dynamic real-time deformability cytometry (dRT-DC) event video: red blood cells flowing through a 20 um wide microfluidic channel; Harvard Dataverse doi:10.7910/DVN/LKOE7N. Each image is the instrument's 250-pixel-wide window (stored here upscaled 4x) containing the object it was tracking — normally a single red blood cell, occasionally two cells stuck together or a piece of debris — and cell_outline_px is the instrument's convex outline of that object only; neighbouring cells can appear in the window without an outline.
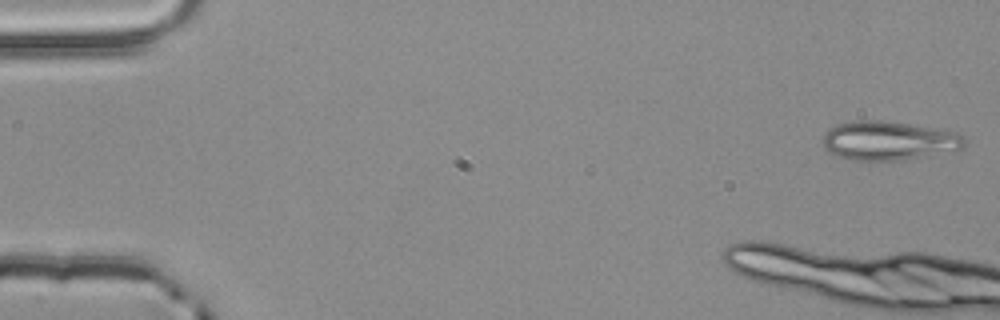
{"species": "common noctule bat (a hibernating species)", "species_latin": "Nyctalus noctula", "temperature_condition": "room temperature", "stored_images_in_passage": 5, "camera_frame_rate_fps": 3000, "um_per_image_px": 0.085, "animal": {"sex": "male", "body_mass_g": 20.4}, "frame": {"image": 1, "passage_image": 1, "time_ms": 0.0, "image_size_px": [1000, 320], "cell_outline_px": [[968, 140], [960, 148], [924, 156], [900, 160], [852, 160], [828, 152], [824, 148], [824, 136], [828, 128], [836, 124], [856, 120], [876, 120], [944, 128], [960, 132]], "centroid_in_image_um": [75.56, 11.93], "position_along_channel_um": 9.4, "area_um2": 32.25}}